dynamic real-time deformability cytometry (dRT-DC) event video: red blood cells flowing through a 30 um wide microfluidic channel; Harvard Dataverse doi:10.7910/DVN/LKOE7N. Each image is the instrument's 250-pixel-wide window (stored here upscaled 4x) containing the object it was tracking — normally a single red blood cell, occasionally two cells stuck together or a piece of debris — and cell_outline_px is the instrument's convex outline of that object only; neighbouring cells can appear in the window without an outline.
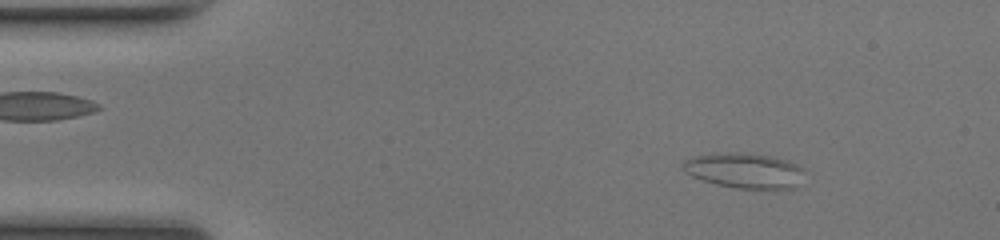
{"species": "common noctule bat (a hibernating species)", "species_latin": "Nyctalus noctula", "temperature_condition": "room temperature", "stored_images_in_passage": 49, "camera_frame_rate_fps": 3000, "um_per_image_px": 0.085, "animal": {"sex": "female", "body_mass_g": 17.0, "forearm_length_mm": 48.0}, "frame": {"image": 1, "passage_image": 6, "time_ms": 1.667, "image_size_px": [1000, 240], "cell_outline_px": [[804, 172], [796, 188], [736, 188], [716, 184], [692, 176], [684, 172], [680, 168], [680, 164], [684, 160], [692, 156], [712, 152], [756, 152], [776, 156], [788, 160], [804, 168]], "centroid_in_image_um": [63.24, 14.45], "position_along_channel_um": 21.8, "area_um2": 25.66}}
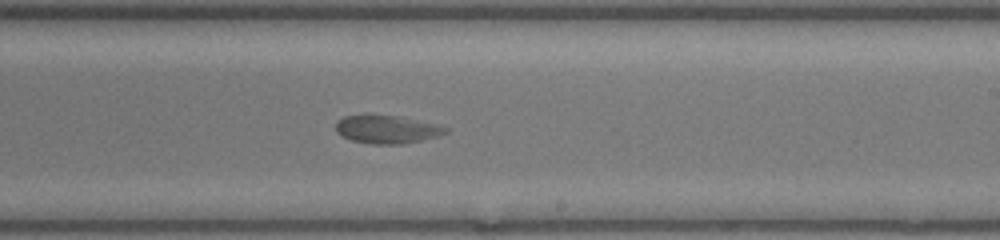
{"frame": {"image": 2, "passage_image": 29, "time_ms": 9.333, "image_size_px": [1000, 240], "cell_outline_px": [[448, 132], [436, 136], [420, 140], [400, 144], [372, 144], [352, 140], [340, 136], [336, 132], [336, 120], [344, 116], [396, 116], [432, 124], [448, 128]], "centroid_in_image_um": [32.81, 11.01], "position_along_channel_um": 256.2, "area_um2": 17.4}}
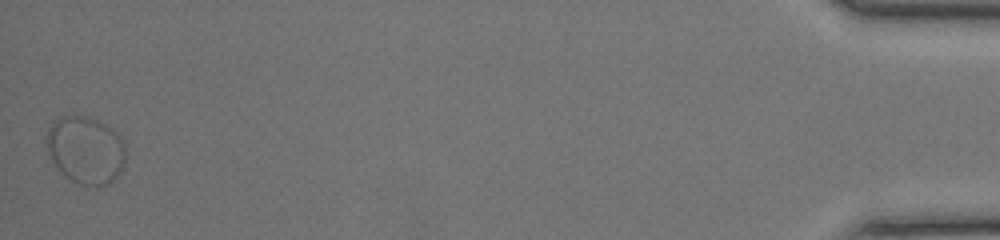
{"frame": {"image": 3, "passage_image": 49, "time_ms": 16.0, "image_size_px": [1000, 240], "cell_outline_px": [[124, 164], [120, 172], [108, 184], [96, 188], [80, 184], [72, 180], [60, 172], [52, 160], [44, 140], [44, 136], [48, 128], [56, 120], [64, 116], [84, 116], [96, 120], [112, 128], [120, 136], [124, 144]], "centroid_in_image_um": [7.26, 12.77], "position_along_channel_um": 427.9, "area_um2": 31.15}, "authors_computed_cell_mechanics": {"area_um2": 18.9584, "velocity_mm_per_s": 4.1125, "shape_relaxation_time_tau1_ms": null, "shape_relaxation_time_tau2_ms": 2.0828, "deformation_change_tau1": null, "deformation_change_tau2": 0.0602}}